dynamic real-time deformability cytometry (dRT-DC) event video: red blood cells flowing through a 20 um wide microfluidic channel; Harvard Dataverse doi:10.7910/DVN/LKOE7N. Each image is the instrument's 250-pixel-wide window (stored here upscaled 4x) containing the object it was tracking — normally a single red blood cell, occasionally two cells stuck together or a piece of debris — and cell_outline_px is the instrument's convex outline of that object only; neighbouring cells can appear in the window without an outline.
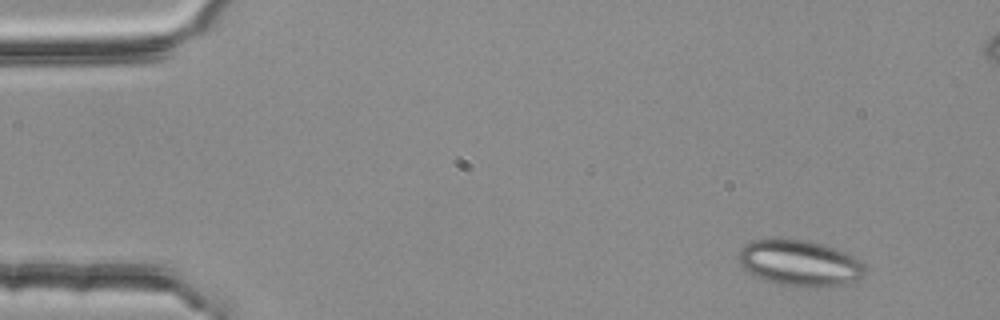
{"species": "common noctule bat (a hibernating species)", "species_latin": "Nyctalus noctula", "temperature_condition": "room temperature", "stored_images_in_passage": 6, "camera_frame_rate_fps": 3000, "um_per_image_px": 0.085, "animal": {"sex": "female", "body_mass_g": 25.1}, "frame": {"image": 1, "passage_image": 1, "time_ms": 0.0, "image_size_px": [1000, 320], "cell_outline_px": [[868, 268], [864, 276], [856, 280], [832, 288], [816, 288], [780, 284], [764, 280], [748, 272], [740, 264], [736, 256], [740, 248], [744, 244], [752, 240], [804, 240], [824, 244], [848, 252], [864, 264]], "centroid_in_image_um": [68.02, 22.38], "position_along_channel_um": 17.0, "area_um2": 34.33}}